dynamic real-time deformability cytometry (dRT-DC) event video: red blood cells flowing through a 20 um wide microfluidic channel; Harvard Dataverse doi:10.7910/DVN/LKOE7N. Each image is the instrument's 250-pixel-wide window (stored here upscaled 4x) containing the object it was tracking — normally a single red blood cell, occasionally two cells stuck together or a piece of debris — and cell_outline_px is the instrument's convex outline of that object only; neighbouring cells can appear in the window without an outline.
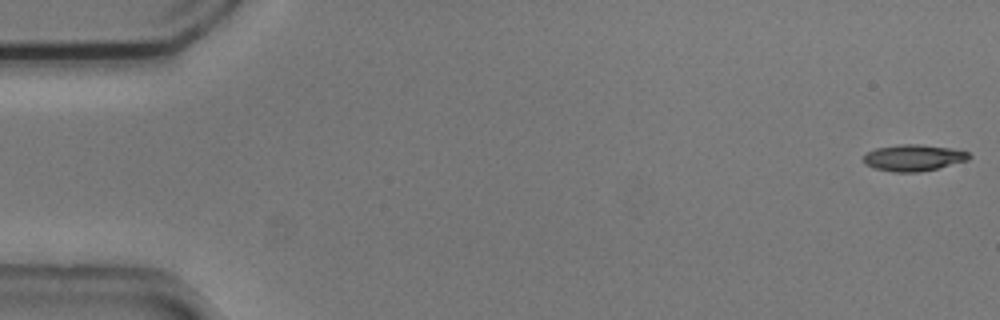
{"species": "common noctule bat (a hibernating species)", "species_latin": "Nyctalus noctula", "temperature_condition": "cold", "stored_images_in_passage": 54, "camera_frame_rate_fps": 3000, "um_per_image_px": 0.085, "animal": {"sex": "male", "body_mass_g": 20.5, "forearm_length_mm": 52.5}, "frame": {"image": 1, "passage_image": 1, "time_ms": 0.0, "image_size_px": [1000, 320], "cell_outline_px": [[972, 156], [968, 160], [936, 168], [916, 172], [892, 172], [876, 168], [864, 164], [864, 156], [868, 152], [876, 148], [900, 144], [920, 144], [952, 148], [968, 152]], "centroid_in_image_um": [77.66, 13.4], "position_along_channel_um": 7.3, "area_um2": 16.13}}
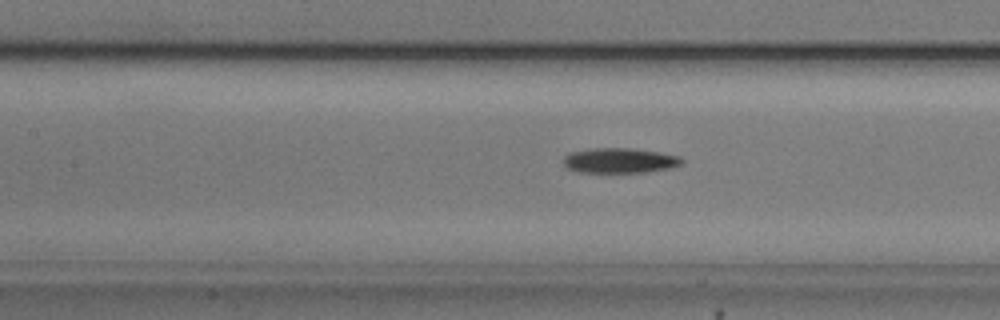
{"frame": {"image": 2, "passage_image": 24, "time_ms": 7.667, "image_size_px": [1000, 320], "cell_outline_px": [[684, 160], [680, 164], [672, 168], [648, 172], [576, 172], [568, 168], [564, 164], [564, 156], [568, 152], [592, 148], [628, 148], [656, 152], [680, 156]], "centroid_in_image_um": [52.65, 13.65], "position_along_channel_um": 154.7, "area_um2": 17.28}}
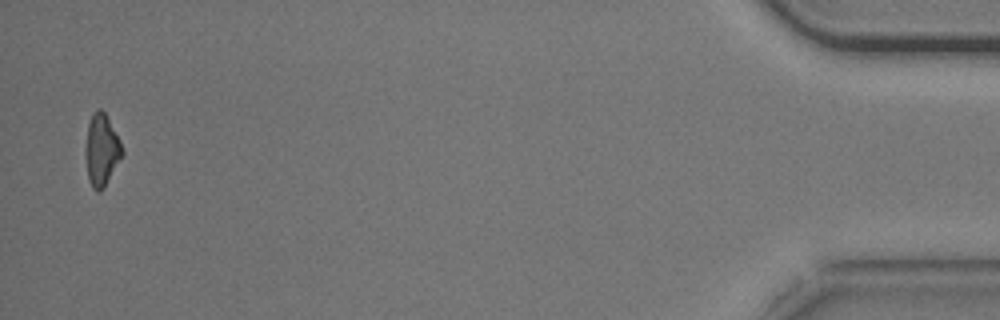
{"frame": {"image": 3, "passage_image": 53, "time_ms": 17.333, "image_size_px": [1000, 320], "cell_outline_px": [[124, 152], [104, 188], [100, 192], [96, 192], [92, 188], [88, 180], [84, 152], [84, 148], [88, 124], [92, 112], [96, 108], [100, 108], [104, 112], [120, 140]], "centroid_in_image_um": [8.6, 12.76], "position_along_channel_um": 426.6, "area_um2": 15.61}, "authors_computed_cell_mechanics": {"area_um2": 16.473, "velocity_mm_per_s": 3.7351, "shape_relaxation_time_tau1_ms": 2.9747, "shape_relaxation_time_tau2_ms": null, "deformation_change_tau1": 0.1526, "deformation_change_tau2": null}}